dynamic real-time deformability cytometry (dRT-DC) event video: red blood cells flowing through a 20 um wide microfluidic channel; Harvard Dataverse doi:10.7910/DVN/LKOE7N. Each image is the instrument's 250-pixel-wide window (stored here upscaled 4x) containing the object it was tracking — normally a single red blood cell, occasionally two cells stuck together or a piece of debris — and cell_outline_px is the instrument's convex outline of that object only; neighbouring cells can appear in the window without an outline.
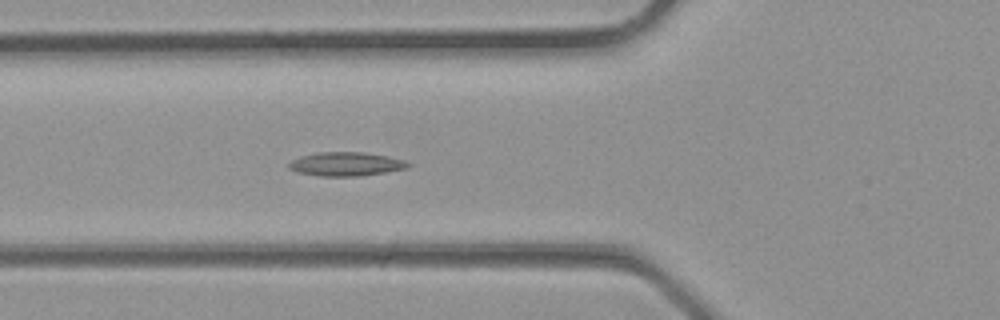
{"species": "common noctule bat (a hibernating species)", "species_latin": "Nyctalus noctula", "temperature_condition": "room temperature", "stored_images_in_passage": 32, "camera_frame_rate_fps": 3000, "um_per_image_px": 0.085, "animal": {"sex": "male", "body_mass_g": 23.1, "forearm_length_mm": 52.7}, "frame": {"image": 1, "passage_image": 9, "time_ms": 2.667, "image_size_px": [1000, 320], "cell_outline_px": [[412, 164], [408, 168], [388, 172], [360, 176], [320, 176], [296, 172], [288, 168], [288, 164], [292, 160], [300, 156], [316, 152], [364, 152], [388, 156], [404, 160]], "centroid_in_image_um": [29.42, 13.94], "position_along_channel_um": 96.4, "area_um2": 16.76}}
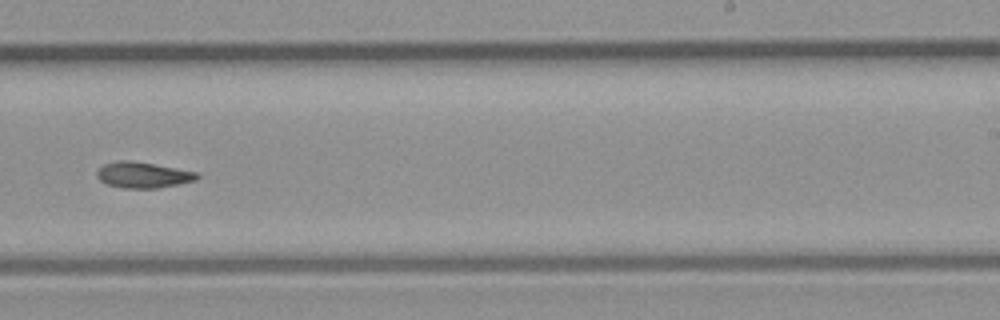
{"frame": {"image": 2, "passage_image": 18, "time_ms": 5.667, "image_size_px": [1000, 320], "cell_outline_px": [[200, 176], [196, 180], [156, 188], [124, 188], [108, 184], [100, 180], [96, 176], [96, 172], [104, 164], [116, 160], [132, 160], [176, 168], [196, 172]], "centroid_in_image_um": [12.12, 14.86], "position_along_channel_um": 276.9, "area_um2": 14.97}}
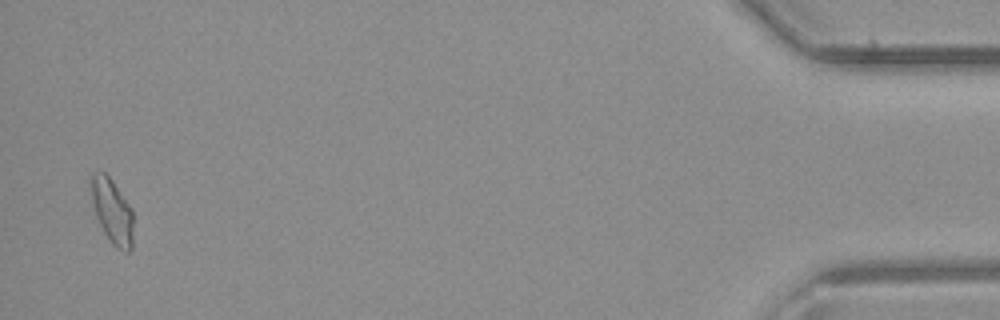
{"frame": {"image": 3, "passage_image": 30, "time_ms": 9.667, "image_size_px": [1000, 320], "cell_outline_px": [[132, 248], [128, 252], [124, 252], [116, 248], [112, 244], [104, 232], [96, 216], [92, 200], [88, 180], [92, 172], [104, 172], [112, 180], [132, 208]], "centroid_in_image_um": [9.51, 17.92], "position_along_channel_um": 425.7, "area_um2": 16.07}}